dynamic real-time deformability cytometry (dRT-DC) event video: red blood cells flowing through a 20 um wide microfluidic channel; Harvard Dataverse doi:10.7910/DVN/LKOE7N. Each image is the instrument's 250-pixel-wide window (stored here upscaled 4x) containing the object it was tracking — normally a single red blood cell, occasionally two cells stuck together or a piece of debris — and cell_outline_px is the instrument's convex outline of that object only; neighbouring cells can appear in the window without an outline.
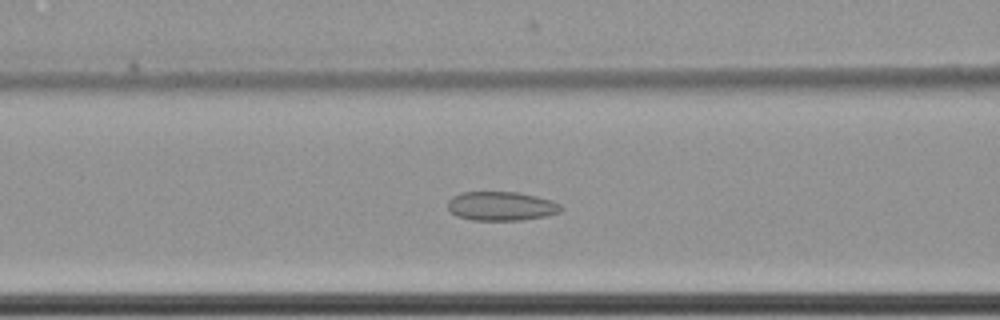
{"species": "common noctule bat (a hibernating species)", "species_latin": "Nyctalus noctula", "temperature_condition": "cold", "stored_images_in_passage": 44, "camera_frame_rate_fps": 3000, "um_per_image_px": 0.085, "animal": {"sex": "female", "body_mass_g": 22.7, "forearm_length_mm": 54.2}, "frame": {"image": 1, "passage_image": 10, "time_ms": 3.0, "image_size_px": [1000, 320], "cell_outline_px": [[564, 208], [560, 212], [544, 216], [524, 220], [472, 220], [456, 216], [448, 208], [448, 200], [452, 196], [460, 192], [520, 192], [552, 200], [560, 204]], "centroid_in_image_um": [42.61, 17.51], "position_along_channel_um": 124.0, "area_um2": 19.31}}
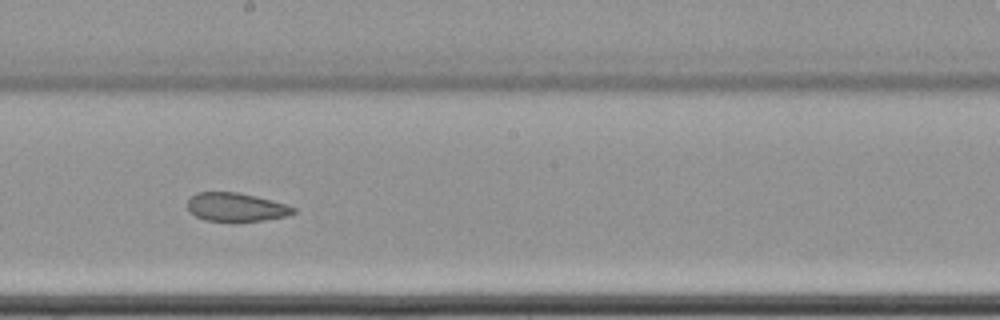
{"frame": {"image": 2, "passage_image": 19, "time_ms": 6.0, "image_size_px": [1000, 320], "cell_outline_px": [[296, 212], [284, 216], [264, 220], [204, 220], [188, 212], [188, 200], [196, 192], [236, 192], [256, 196], [288, 204], [296, 208]], "centroid_in_image_um": [20.06, 17.58], "position_along_channel_um": 228.1, "area_um2": 17.4}}
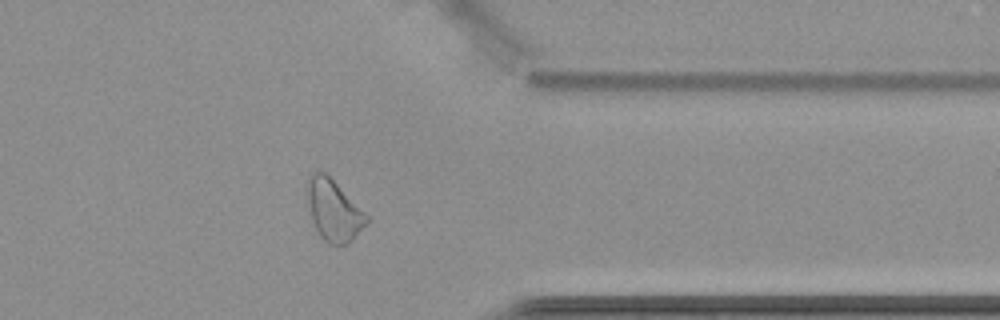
{"frame": {"image": 3, "passage_image": 33, "time_ms": 10.667, "image_size_px": [1000, 320], "cell_outline_px": [[368, 224], [352, 240], [344, 244], [328, 244], [320, 236], [312, 220], [308, 200], [308, 176], [316, 168], [324, 172], [368, 216]], "centroid_in_image_um": [28.36, 17.88], "position_along_channel_um": 383.0, "area_um2": 20.69}, "authors_computed_cell_mechanics": {"area_um2": 19.5364, "velocity_mm_per_s": 3.4751, "shape_relaxation_time_tau1_ms": null, "shape_relaxation_time_tau2_ms": 3.1557, "deformation_change_tau1": null, "deformation_change_tau2": 0.0961}}